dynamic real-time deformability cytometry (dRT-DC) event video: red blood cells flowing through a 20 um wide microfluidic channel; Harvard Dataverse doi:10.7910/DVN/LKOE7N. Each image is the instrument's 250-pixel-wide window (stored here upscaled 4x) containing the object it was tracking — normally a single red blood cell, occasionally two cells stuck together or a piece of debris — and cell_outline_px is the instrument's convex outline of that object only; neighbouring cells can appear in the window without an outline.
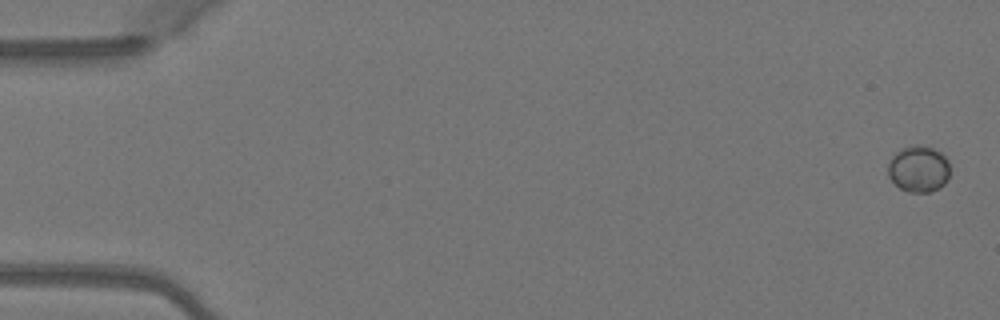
{"species": "Egyptian fruit bat (a non-hibernating species)", "species_latin": "Rousettus aegyptiacus", "temperature_condition": "warm", "stored_images_in_passage": 4, "camera_frame_rate_fps": 3000, "um_per_image_px": 0.085, "animal": {"sex": "female"}, "frame": {"image": 1, "passage_image": 1, "time_ms": 0.0, "image_size_px": [1000, 320], "cell_outline_px": [[948, 180], [940, 188], [932, 192], [908, 192], [900, 188], [888, 176], [888, 164], [892, 156], [896, 152], [912, 144], [916, 144], [932, 148], [940, 152], [948, 160]], "centroid_in_image_um": [78.08, 14.37], "position_along_channel_um": 6.9, "area_um2": 16.76}}
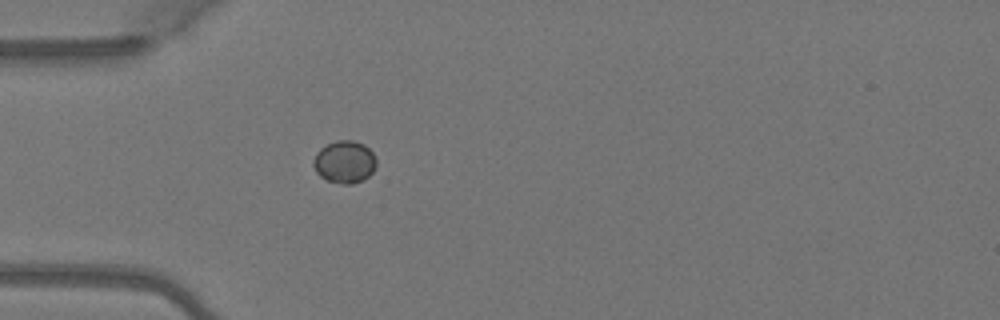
{"frame": {"image": 2, "passage_image": 4, "time_ms": 1.0, "image_size_px": [1000, 320], "cell_outline_px": [[376, 164], [372, 172], [364, 180], [352, 184], [344, 184], [328, 180], [320, 176], [316, 172], [312, 164], [312, 160], [316, 152], [320, 148], [336, 140], [352, 140], [364, 144], [376, 156]], "centroid_in_image_um": [29.28, 13.76], "position_along_channel_um": 55.7, "area_um2": 15.66}}